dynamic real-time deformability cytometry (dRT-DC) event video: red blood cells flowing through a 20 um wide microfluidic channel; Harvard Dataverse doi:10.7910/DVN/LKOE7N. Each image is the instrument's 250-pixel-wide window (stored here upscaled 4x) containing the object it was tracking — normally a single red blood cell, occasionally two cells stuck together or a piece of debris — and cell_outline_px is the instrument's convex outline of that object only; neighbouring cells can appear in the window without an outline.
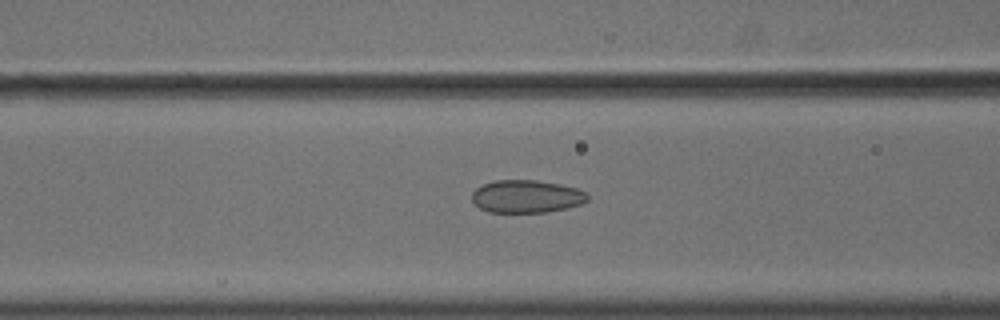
{"species": "common noctule bat (a hibernating species)", "species_latin": "Nyctalus noctula", "temperature_condition": "cold", "stored_images_in_passage": 55, "camera_frame_rate_fps": 3000, "um_per_image_px": 0.085, "animal": {"sex": "male", "body_mass_g": 18.8}, "frame": {"image": 1, "passage_image": 23, "time_ms": 7.333, "image_size_px": [1000, 320], "cell_outline_px": [[588, 200], [580, 204], [568, 208], [548, 212], [488, 212], [480, 208], [472, 200], [472, 192], [480, 184], [496, 180], [536, 180], [560, 184], [576, 188], [588, 192]], "centroid_in_image_um": [44.75, 16.69], "position_along_channel_um": 121.8, "area_um2": 22.25}}
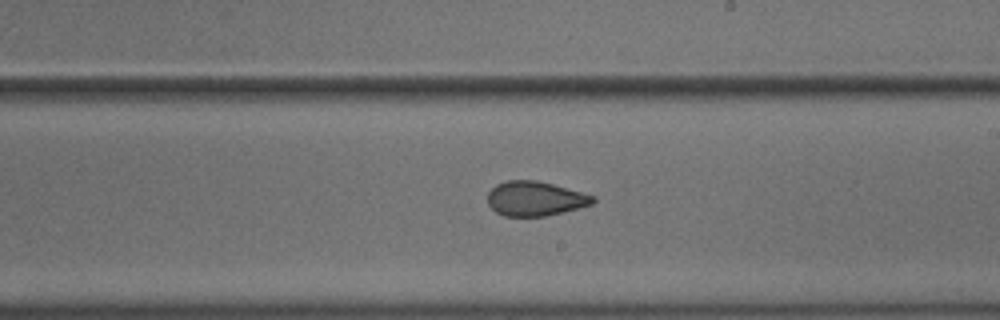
{"frame": {"image": 2, "passage_image": 33, "time_ms": 10.667, "image_size_px": [1000, 320], "cell_outline_px": [[596, 200], [592, 204], [564, 212], [544, 216], [504, 216], [496, 212], [488, 204], [488, 192], [496, 184], [508, 180], [536, 180], [552, 184], [596, 196]], "centroid_in_image_um": [45.49, 16.88], "position_along_channel_um": 243.5, "area_um2": 21.15}}
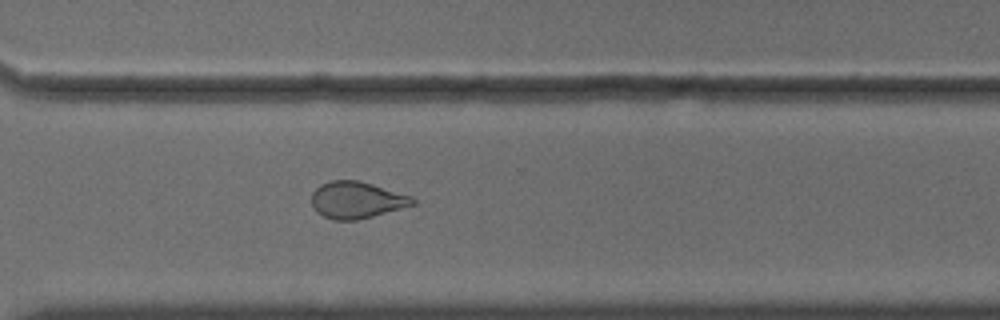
{"frame": {"image": 3, "passage_image": 41, "time_ms": 13.333, "image_size_px": [1000, 320], "cell_outline_px": [[416, 204], [372, 216], [356, 220], [332, 220], [316, 212], [312, 204], [312, 192], [320, 184], [332, 180], [360, 180], [412, 196], [416, 200]], "centroid_in_image_um": [30.31, 16.99], "position_along_channel_um": 340.3, "area_um2": 21.68}, "authors_computed_cell_mechanics": {"area_um2": 23.3512, "velocity_mm_per_s": 3.6409, "shape_relaxation_time_tau1_ms": null, "shape_relaxation_time_tau2_ms": 2.2494, "deformation_change_tau1": null, "deformation_change_tau2": 0.0664}}